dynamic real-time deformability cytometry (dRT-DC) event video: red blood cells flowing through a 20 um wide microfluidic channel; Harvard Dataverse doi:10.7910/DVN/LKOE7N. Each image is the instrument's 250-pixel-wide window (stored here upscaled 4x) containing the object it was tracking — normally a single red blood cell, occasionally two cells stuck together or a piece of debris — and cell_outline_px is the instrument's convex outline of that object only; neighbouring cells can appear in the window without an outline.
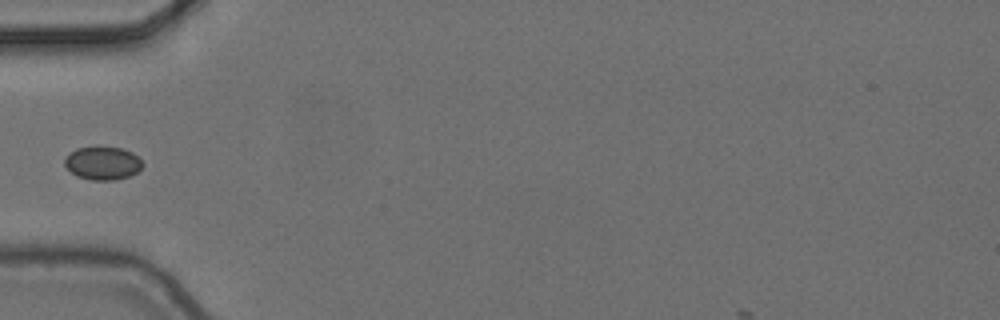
{"species": "common noctule bat (a hibernating species)", "species_latin": "Nyctalus noctula", "temperature_condition": "cold", "stored_images_in_passage": 6, "camera_frame_rate_fps": 3000, "um_per_image_px": 0.085, "animal": {"sex": "female", "body_mass_g": 24.6, "forearm_length_mm": 56.2}, "frame": {"image": 1, "passage_image": 6, "time_ms": 1.667, "image_size_px": [1000, 320], "cell_outline_px": [[144, 164], [136, 172], [128, 176], [112, 180], [92, 180], [76, 176], [64, 164], [64, 160], [68, 152], [76, 148], [120, 148], [132, 152]], "centroid_in_image_um": [8.69, 13.88], "position_along_channel_um": 76.3, "area_um2": 14.74}}